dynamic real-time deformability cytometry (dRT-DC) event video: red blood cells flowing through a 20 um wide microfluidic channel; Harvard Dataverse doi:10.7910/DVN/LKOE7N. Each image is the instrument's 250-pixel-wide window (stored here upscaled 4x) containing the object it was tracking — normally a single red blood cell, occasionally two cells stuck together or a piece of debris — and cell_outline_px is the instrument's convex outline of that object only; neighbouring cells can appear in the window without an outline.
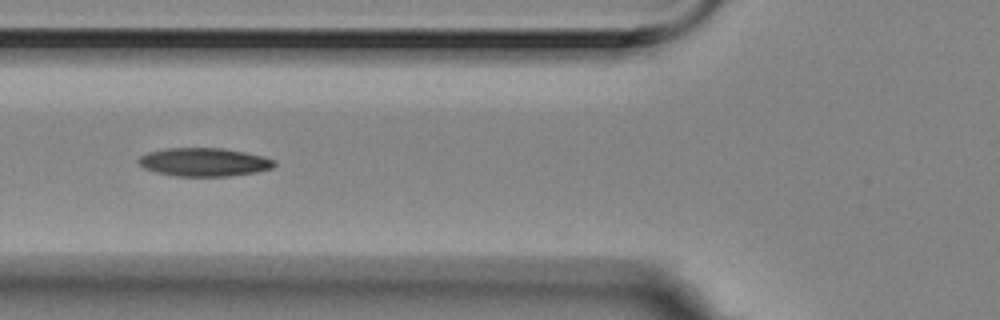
{"species": "Egyptian fruit bat (a non-hibernating species)", "species_latin": "Rousettus aegyptiacus", "temperature_condition": "room temperature", "stored_images_in_passage": 38, "camera_frame_rate_fps": 3000, "um_per_image_px": 0.085, "animal": {"sex": "female"}, "frame": {"image": 1, "passage_image": 2, "time_ms": 0.333, "image_size_px": [1000, 320], "cell_outline_px": [[276, 164], [272, 168], [256, 172], [228, 176], [176, 176], [156, 172], [144, 168], [136, 160], [140, 156], [148, 152], [164, 148], [224, 148], [264, 156], [276, 160]], "centroid_in_image_um": [17.35, 13.77], "position_along_channel_um": 108.5, "area_um2": 22.54}}
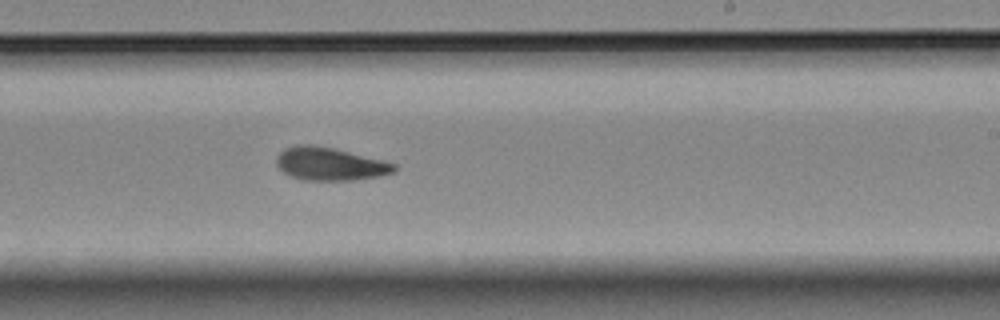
{"frame": {"image": 2, "passage_image": 15, "time_ms": 4.667, "image_size_px": [1000, 320], "cell_outline_px": [[396, 172], [376, 176], [352, 180], [304, 180], [292, 176], [284, 172], [276, 164], [276, 156], [284, 148], [296, 144], [308, 144], [332, 148], [384, 160], [396, 164]], "centroid_in_image_um": [28.03, 13.92], "position_along_channel_um": 261.0, "area_um2": 22.48}}
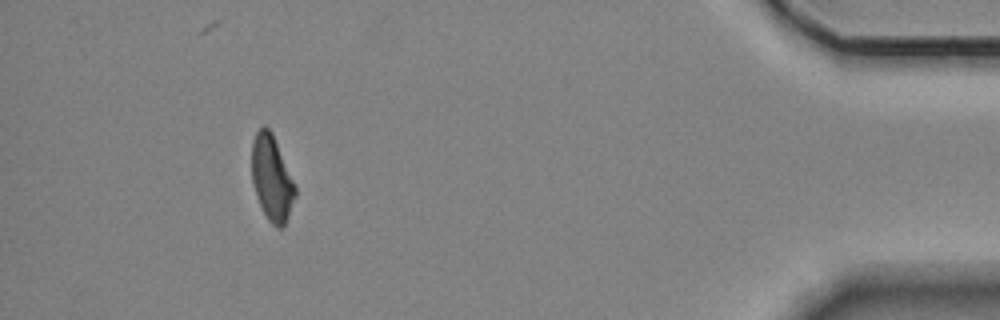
{"frame": {"image": 3, "passage_image": 33, "time_ms": 10.667, "image_size_px": [1000, 320], "cell_outline_px": [[296, 196], [288, 216], [284, 224], [280, 228], [276, 228], [268, 220], [260, 204], [252, 180], [252, 140], [256, 132], [264, 124], [272, 132], [296, 184]], "centroid_in_image_um": [23.12, 15.12], "position_along_channel_um": 412.1, "area_um2": 21.56}, "authors_computed_cell_mechanics": {"area_um2": 22.1374, "velocity_mm_per_s": 3.5112, "shape_relaxation_time_tau1_ms": null, "shape_relaxation_time_tau2_ms": 3.9791, "deformation_change_tau1": null, "deformation_change_tau2": 0.1043}}